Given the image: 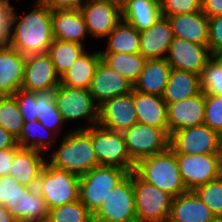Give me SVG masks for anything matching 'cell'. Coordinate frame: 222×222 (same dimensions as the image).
<instances>
[{"instance_id": "40", "label": "cell", "mask_w": 222, "mask_h": 222, "mask_svg": "<svg viewBox=\"0 0 222 222\" xmlns=\"http://www.w3.org/2000/svg\"><path fill=\"white\" fill-rule=\"evenodd\" d=\"M204 124L222 136V96L205 93Z\"/></svg>"}, {"instance_id": "17", "label": "cell", "mask_w": 222, "mask_h": 222, "mask_svg": "<svg viewBox=\"0 0 222 222\" xmlns=\"http://www.w3.org/2000/svg\"><path fill=\"white\" fill-rule=\"evenodd\" d=\"M210 55L208 46L174 37L166 60L173 69L201 75Z\"/></svg>"}, {"instance_id": "12", "label": "cell", "mask_w": 222, "mask_h": 222, "mask_svg": "<svg viewBox=\"0 0 222 222\" xmlns=\"http://www.w3.org/2000/svg\"><path fill=\"white\" fill-rule=\"evenodd\" d=\"M177 160L187 190H194L221 176L220 153L177 154Z\"/></svg>"}, {"instance_id": "47", "label": "cell", "mask_w": 222, "mask_h": 222, "mask_svg": "<svg viewBox=\"0 0 222 222\" xmlns=\"http://www.w3.org/2000/svg\"><path fill=\"white\" fill-rule=\"evenodd\" d=\"M19 148H6L0 150V177L9 175V169L13 162L15 152Z\"/></svg>"}, {"instance_id": "11", "label": "cell", "mask_w": 222, "mask_h": 222, "mask_svg": "<svg viewBox=\"0 0 222 222\" xmlns=\"http://www.w3.org/2000/svg\"><path fill=\"white\" fill-rule=\"evenodd\" d=\"M221 141V135L202 124L174 131L170 135V149L186 155L220 153Z\"/></svg>"}, {"instance_id": "4", "label": "cell", "mask_w": 222, "mask_h": 222, "mask_svg": "<svg viewBox=\"0 0 222 222\" xmlns=\"http://www.w3.org/2000/svg\"><path fill=\"white\" fill-rule=\"evenodd\" d=\"M131 171L98 165L80 176L79 200L94 214L117 184Z\"/></svg>"}, {"instance_id": "8", "label": "cell", "mask_w": 222, "mask_h": 222, "mask_svg": "<svg viewBox=\"0 0 222 222\" xmlns=\"http://www.w3.org/2000/svg\"><path fill=\"white\" fill-rule=\"evenodd\" d=\"M122 134L128 155L135 164L143 158L163 153L170 148L168 128H157L137 122Z\"/></svg>"}, {"instance_id": "49", "label": "cell", "mask_w": 222, "mask_h": 222, "mask_svg": "<svg viewBox=\"0 0 222 222\" xmlns=\"http://www.w3.org/2000/svg\"><path fill=\"white\" fill-rule=\"evenodd\" d=\"M6 148H20L17 139L0 126V150Z\"/></svg>"}, {"instance_id": "48", "label": "cell", "mask_w": 222, "mask_h": 222, "mask_svg": "<svg viewBox=\"0 0 222 222\" xmlns=\"http://www.w3.org/2000/svg\"><path fill=\"white\" fill-rule=\"evenodd\" d=\"M201 11L208 17L222 15V0H201Z\"/></svg>"}, {"instance_id": "25", "label": "cell", "mask_w": 222, "mask_h": 222, "mask_svg": "<svg viewBox=\"0 0 222 222\" xmlns=\"http://www.w3.org/2000/svg\"><path fill=\"white\" fill-rule=\"evenodd\" d=\"M170 216L180 222H215L216 216L193 190L173 198Z\"/></svg>"}, {"instance_id": "54", "label": "cell", "mask_w": 222, "mask_h": 222, "mask_svg": "<svg viewBox=\"0 0 222 222\" xmlns=\"http://www.w3.org/2000/svg\"><path fill=\"white\" fill-rule=\"evenodd\" d=\"M220 165H221V176H222V141L220 145Z\"/></svg>"}, {"instance_id": "24", "label": "cell", "mask_w": 222, "mask_h": 222, "mask_svg": "<svg viewBox=\"0 0 222 222\" xmlns=\"http://www.w3.org/2000/svg\"><path fill=\"white\" fill-rule=\"evenodd\" d=\"M52 28L54 39L79 43L87 37V27L79 9H63L52 11Z\"/></svg>"}, {"instance_id": "16", "label": "cell", "mask_w": 222, "mask_h": 222, "mask_svg": "<svg viewBox=\"0 0 222 222\" xmlns=\"http://www.w3.org/2000/svg\"><path fill=\"white\" fill-rule=\"evenodd\" d=\"M17 222H38L49 217V209L36 187L21 185L3 205Z\"/></svg>"}, {"instance_id": "28", "label": "cell", "mask_w": 222, "mask_h": 222, "mask_svg": "<svg viewBox=\"0 0 222 222\" xmlns=\"http://www.w3.org/2000/svg\"><path fill=\"white\" fill-rule=\"evenodd\" d=\"M134 107L139 123L168 128L167 105L161 96L134 90Z\"/></svg>"}, {"instance_id": "27", "label": "cell", "mask_w": 222, "mask_h": 222, "mask_svg": "<svg viewBox=\"0 0 222 222\" xmlns=\"http://www.w3.org/2000/svg\"><path fill=\"white\" fill-rule=\"evenodd\" d=\"M200 92V75L172 68L162 98L168 105L191 98Z\"/></svg>"}, {"instance_id": "21", "label": "cell", "mask_w": 222, "mask_h": 222, "mask_svg": "<svg viewBox=\"0 0 222 222\" xmlns=\"http://www.w3.org/2000/svg\"><path fill=\"white\" fill-rule=\"evenodd\" d=\"M163 17L168 19L175 38L208 46L209 18L201 10Z\"/></svg>"}, {"instance_id": "46", "label": "cell", "mask_w": 222, "mask_h": 222, "mask_svg": "<svg viewBox=\"0 0 222 222\" xmlns=\"http://www.w3.org/2000/svg\"><path fill=\"white\" fill-rule=\"evenodd\" d=\"M50 10L80 9L87 0H37Z\"/></svg>"}, {"instance_id": "20", "label": "cell", "mask_w": 222, "mask_h": 222, "mask_svg": "<svg viewBox=\"0 0 222 222\" xmlns=\"http://www.w3.org/2000/svg\"><path fill=\"white\" fill-rule=\"evenodd\" d=\"M174 38L170 23L161 16L150 28L140 31L139 53L147 59H166Z\"/></svg>"}, {"instance_id": "45", "label": "cell", "mask_w": 222, "mask_h": 222, "mask_svg": "<svg viewBox=\"0 0 222 222\" xmlns=\"http://www.w3.org/2000/svg\"><path fill=\"white\" fill-rule=\"evenodd\" d=\"M20 186L19 181L11 175L0 177V205L9 201Z\"/></svg>"}, {"instance_id": "1", "label": "cell", "mask_w": 222, "mask_h": 222, "mask_svg": "<svg viewBox=\"0 0 222 222\" xmlns=\"http://www.w3.org/2000/svg\"><path fill=\"white\" fill-rule=\"evenodd\" d=\"M34 3L35 7L24 16L12 6L8 45L24 56L47 53L54 39L52 10L37 0Z\"/></svg>"}, {"instance_id": "53", "label": "cell", "mask_w": 222, "mask_h": 222, "mask_svg": "<svg viewBox=\"0 0 222 222\" xmlns=\"http://www.w3.org/2000/svg\"><path fill=\"white\" fill-rule=\"evenodd\" d=\"M162 222H180L176 219H174L173 217H171L170 215H168L167 217H165Z\"/></svg>"}, {"instance_id": "15", "label": "cell", "mask_w": 222, "mask_h": 222, "mask_svg": "<svg viewBox=\"0 0 222 222\" xmlns=\"http://www.w3.org/2000/svg\"><path fill=\"white\" fill-rule=\"evenodd\" d=\"M59 85L60 76L55 71L52 60L47 53L26 56L21 89L46 93L53 92Z\"/></svg>"}, {"instance_id": "23", "label": "cell", "mask_w": 222, "mask_h": 222, "mask_svg": "<svg viewBox=\"0 0 222 222\" xmlns=\"http://www.w3.org/2000/svg\"><path fill=\"white\" fill-rule=\"evenodd\" d=\"M45 155L47 154L38 150L20 147L14 154L9 175L17 179L23 186L36 187L47 162Z\"/></svg>"}, {"instance_id": "41", "label": "cell", "mask_w": 222, "mask_h": 222, "mask_svg": "<svg viewBox=\"0 0 222 222\" xmlns=\"http://www.w3.org/2000/svg\"><path fill=\"white\" fill-rule=\"evenodd\" d=\"M161 15L170 16L201 10V0H159Z\"/></svg>"}, {"instance_id": "55", "label": "cell", "mask_w": 222, "mask_h": 222, "mask_svg": "<svg viewBox=\"0 0 222 222\" xmlns=\"http://www.w3.org/2000/svg\"><path fill=\"white\" fill-rule=\"evenodd\" d=\"M38 222H52V221L48 218V219H46V220H40V221H38Z\"/></svg>"}, {"instance_id": "29", "label": "cell", "mask_w": 222, "mask_h": 222, "mask_svg": "<svg viewBox=\"0 0 222 222\" xmlns=\"http://www.w3.org/2000/svg\"><path fill=\"white\" fill-rule=\"evenodd\" d=\"M100 60V50L91 53L85 51L60 77V83L67 87L89 90Z\"/></svg>"}, {"instance_id": "30", "label": "cell", "mask_w": 222, "mask_h": 222, "mask_svg": "<svg viewBox=\"0 0 222 222\" xmlns=\"http://www.w3.org/2000/svg\"><path fill=\"white\" fill-rule=\"evenodd\" d=\"M121 11L122 20L138 31L150 28L162 16L159 0H128Z\"/></svg>"}, {"instance_id": "44", "label": "cell", "mask_w": 222, "mask_h": 222, "mask_svg": "<svg viewBox=\"0 0 222 222\" xmlns=\"http://www.w3.org/2000/svg\"><path fill=\"white\" fill-rule=\"evenodd\" d=\"M210 54L222 51V15L209 18V42Z\"/></svg>"}, {"instance_id": "37", "label": "cell", "mask_w": 222, "mask_h": 222, "mask_svg": "<svg viewBox=\"0 0 222 222\" xmlns=\"http://www.w3.org/2000/svg\"><path fill=\"white\" fill-rule=\"evenodd\" d=\"M48 218L52 222H93V214L79 199L49 209Z\"/></svg>"}, {"instance_id": "22", "label": "cell", "mask_w": 222, "mask_h": 222, "mask_svg": "<svg viewBox=\"0 0 222 222\" xmlns=\"http://www.w3.org/2000/svg\"><path fill=\"white\" fill-rule=\"evenodd\" d=\"M26 56L11 46L0 48V96H12L21 89Z\"/></svg>"}, {"instance_id": "10", "label": "cell", "mask_w": 222, "mask_h": 222, "mask_svg": "<svg viewBox=\"0 0 222 222\" xmlns=\"http://www.w3.org/2000/svg\"><path fill=\"white\" fill-rule=\"evenodd\" d=\"M93 222H138L131 172L110 190L93 214Z\"/></svg>"}, {"instance_id": "26", "label": "cell", "mask_w": 222, "mask_h": 222, "mask_svg": "<svg viewBox=\"0 0 222 222\" xmlns=\"http://www.w3.org/2000/svg\"><path fill=\"white\" fill-rule=\"evenodd\" d=\"M171 70L166 59H147L133 90L162 97Z\"/></svg>"}, {"instance_id": "52", "label": "cell", "mask_w": 222, "mask_h": 222, "mask_svg": "<svg viewBox=\"0 0 222 222\" xmlns=\"http://www.w3.org/2000/svg\"><path fill=\"white\" fill-rule=\"evenodd\" d=\"M122 7L128 0H108Z\"/></svg>"}, {"instance_id": "5", "label": "cell", "mask_w": 222, "mask_h": 222, "mask_svg": "<svg viewBox=\"0 0 222 222\" xmlns=\"http://www.w3.org/2000/svg\"><path fill=\"white\" fill-rule=\"evenodd\" d=\"M80 176L46 162L37 181L36 189L46 202L48 209L68 204L79 199Z\"/></svg>"}, {"instance_id": "33", "label": "cell", "mask_w": 222, "mask_h": 222, "mask_svg": "<svg viewBox=\"0 0 222 222\" xmlns=\"http://www.w3.org/2000/svg\"><path fill=\"white\" fill-rule=\"evenodd\" d=\"M101 60L110 68L124 76L132 84L136 82L146 59L140 54L100 53Z\"/></svg>"}, {"instance_id": "9", "label": "cell", "mask_w": 222, "mask_h": 222, "mask_svg": "<svg viewBox=\"0 0 222 222\" xmlns=\"http://www.w3.org/2000/svg\"><path fill=\"white\" fill-rule=\"evenodd\" d=\"M85 131L91 136L92 145L100 165L134 170L135 163L128 155L122 132L108 130L98 124L87 128Z\"/></svg>"}, {"instance_id": "38", "label": "cell", "mask_w": 222, "mask_h": 222, "mask_svg": "<svg viewBox=\"0 0 222 222\" xmlns=\"http://www.w3.org/2000/svg\"><path fill=\"white\" fill-rule=\"evenodd\" d=\"M217 219H222V176L193 190Z\"/></svg>"}, {"instance_id": "13", "label": "cell", "mask_w": 222, "mask_h": 222, "mask_svg": "<svg viewBox=\"0 0 222 222\" xmlns=\"http://www.w3.org/2000/svg\"><path fill=\"white\" fill-rule=\"evenodd\" d=\"M79 10L93 38H106L122 19L121 7L108 0H87Z\"/></svg>"}, {"instance_id": "3", "label": "cell", "mask_w": 222, "mask_h": 222, "mask_svg": "<svg viewBox=\"0 0 222 222\" xmlns=\"http://www.w3.org/2000/svg\"><path fill=\"white\" fill-rule=\"evenodd\" d=\"M133 171L173 198L188 191L181 178L177 154L170 148L163 153L141 159L135 164Z\"/></svg>"}, {"instance_id": "6", "label": "cell", "mask_w": 222, "mask_h": 222, "mask_svg": "<svg viewBox=\"0 0 222 222\" xmlns=\"http://www.w3.org/2000/svg\"><path fill=\"white\" fill-rule=\"evenodd\" d=\"M57 109L63 121L87 120V124L75 127V130H86L98 123V106L88 89L67 87L60 83L53 91Z\"/></svg>"}, {"instance_id": "34", "label": "cell", "mask_w": 222, "mask_h": 222, "mask_svg": "<svg viewBox=\"0 0 222 222\" xmlns=\"http://www.w3.org/2000/svg\"><path fill=\"white\" fill-rule=\"evenodd\" d=\"M86 51L84 45L53 39L48 48L55 71L61 77L71 65Z\"/></svg>"}, {"instance_id": "36", "label": "cell", "mask_w": 222, "mask_h": 222, "mask_svg": "<svg viewBox=\"0 0 222 222\" xmlns=\"http://www.w3.org/2000/svg\"><path fill=\"white\" fill-rule=\"evenodd\" d=\"M24 119L13 96H0V126L18 139Z\"/></svg>"}, {"instance_id": "19", "label": "cell", "mask_w": 222, "mask_h": 222, "mask_svg": "<svg viewBox=\"0 0 222 222\" xmlns=\"http://www.w3.org/2000/svg\"><path fill=\"white\" fill-rule=\"evenodd\" d=\"M204 118L205 93L203 91L191 98L167 105V123L170 135L179 129L202 125Z\"/></svg>"}, {"instance_id": "7", "label": "cell", "mask_w": 222, "mask_h": 222, "mask_svg": "<svg viewBox=\"0 0 222 222\" xmlns=\"http://www.w3.org/2000/svg\"><path fill=\"white\" fill-rule=\"evenodd\" d=\"M138 222H162L170 215L173 197L131 171Z\"/></svg>"}, {"instance_id": "50", "label": "cell", "mask_w": 222, "mask_h": 222, "mask_svg": "<svg viewBox=\"0 0 222 222\" xmlns=\"http://www.w3.org/2000/svg\"><path fill=\"white\" fill-rule=\"evenodd\" d=\"M0 222H17L3 205H0Z\"/></svg>"}, {"instance_id": "32", "label": "cell", "mask_w": 222, "mask_h": 222, "mask_svg": "<svg viewBox=\"0 0 222 222\" xmlns=\"http://www.w3.org/2000/svg\"><path fill=\"white\" fill-rule=\"evenodd\" d=\"M42 133V134H41ZM57 135L45 128L38 120L24 122L21 133L17 139V145L21 148H31L43 153L57 147Z\"/></svg>"}, {"instance_id": "31", "label": "cell", "mask_w": 222, "mask_h": 222, "mask_svg": "<svg viewBox=\"0 0 222 222\" xmlns=\"http://www.w3.org/2000/svg\"><path fill=\"white\" fill-rule=\"evenodd\" d=\"M106 38V48L100 53L137 54L140 51V31L122 19Z\"/></svg>"}, {"instance_id": "35", "label": "cell", "mask_w": 222, "mask_h": 222, "mask_svg": "<svg viewBox=\"0 0 222 222\" xmlns=\"http://www.w3.org/2000/svg\"><path fill=\"white\" fill-rule=\"evenodd\" d=\"M37 120L56 135H61L65 122L57 109L53 92L39 93L36 96ZM63 127V128H62Z\"/></svg>"}, {"instance_id": "56", "label": "cell", "mask_w": 222, "mask_h": 222, "mask_svg": "<svg viewBox=\"0 0 222 222\" xmlns=\"http://www.w3.org/2000/svg\"><path fill=\"white\" fill-rule=\"evenodd\" d=\"M215 222H222V219H217Z\"/></svg>"}, {"instance_id": "43", "label": "cell", "mask_w": 222, "mask_h": 222, "mask_svg": "<svg viewBox=\"0 0 222 222\" xmlns=\"http://www.w3.org/2000/svg\"><path fill=\"white\" fill-rule=\"evenodd\" d=\"M11 14V0H0V48L8 46Z\"/></svg>"}, {"instance_id": "18", "label": "cell", "mask_w": 222, "mask_h": 222, "mask_svg": "<svg viewBox=\"0 0 222 222\" xmlns=\"http://www.w3.org/2000/svg\"><path fill=\"white\" fill-rule=\"evenodd\" d=\"M132 90L133 84L130 81L100 60L89 88L98 107L107 100Z\"/></svg>"}, {"instance_id": "39", "label": "cell", "mask_w": 222, "mask_h": 222, "mask_svg": "<svg viewBox=\"0 0 222 222\" xmlns=\"http://www.w3.org/2000/svg\"><path fill=\"white\" fill-rule=\"evenodd\" d=\"M200 82L204 93L222 96V71L211 59L201 72Z\"/></svg>"}, {"instance_id": "14", "label": "cell", "mask_w": 222, "mask_h": 222, "mask_svg": "<svg viewBox=\"0 0 222 222\" xmlns=\"http://www.w3.org/2000/svg\"><path fill=\"white\" fill-rule=\"evenodd\" d=\"M138 122L134 107V90L113 97L98 108V125L115 132H124Z\"/></svg>"}, {"instance_id": "2", "label": "cell", "mask_w": 222, "mask_h": 222, "mask_svg": "<svg viewBox=\"0 0 222 222\" xmlns=\"http://www.w3.org/2000/svg\"><path fill=\"white\" fill-rule=\"evenodd\" d=\"M50 157V158H49ZM47 162L59 169L83 176L100 165L96 157L91 136L85 130L66 132L57 150L52 149Z\"/></svg>"}, {"instance_id": "51", "label": "cell", "mask_w": 222, "mask_h": 222, "mask_svg": "<svg viewBox=\"0 0 222 222\" xmlns=\"http://www.w3.org/2000/svg\"><path fill=\"white\" fill-rule=\"evenodd\" d=\"M210 59L220 68L222 71V51L211 53Z\"/></svg>"}, {"instance_id": "42", "label": "cell", "mask_w": 222, "mask_h": 222, "mask_svg": "<svg viewBox=\"0 0 222 222\" xmlns=\"http://www.w3.org/2000/svg\"><path fill=\"white\" fill-rule=\"evenodd\" d=\"M38 94V92L19 89L12 95L18 104V109L23 116L24 122H33L37 120L36 96Z\"/></svg>"}]
</instances>
